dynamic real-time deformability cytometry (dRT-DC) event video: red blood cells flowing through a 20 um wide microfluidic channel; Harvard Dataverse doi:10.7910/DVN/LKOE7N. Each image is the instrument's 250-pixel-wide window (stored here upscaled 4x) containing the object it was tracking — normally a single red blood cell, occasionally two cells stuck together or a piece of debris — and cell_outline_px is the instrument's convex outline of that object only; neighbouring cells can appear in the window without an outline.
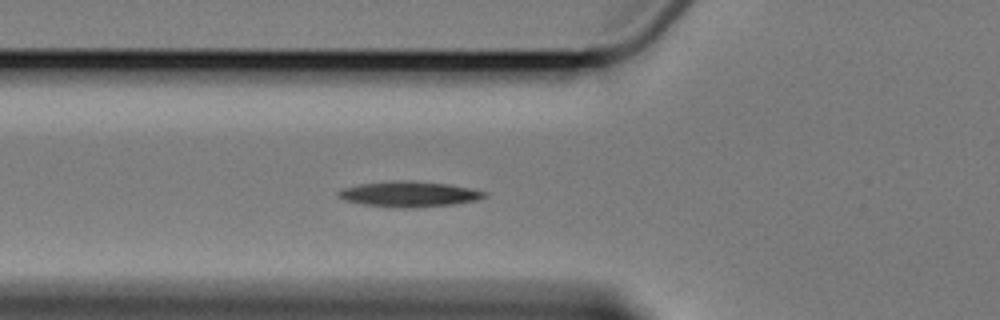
{"species": "Egyptian fruit bat (a non-hibernating species)", "species_latin": "Rousettus aegyptiacus", "temperature_condition": "cold", "stored_images_in_passage": 4, "camera_frame_rate_fps": 3000, "um_per_image_px": 0.085, "animal": {"sex": "female"}, "frame": {"image": 1, "passage_image": 4, "time_ms": 4.333, "image_size_px": [1000, 320], "cell_outline_px": [[488, 196], [476, 200], [452, 204], [416, 208], [388, 208], [360, 204], [344, 200], [336, 196], [336, 192], [344, 188], [360, 184], [400, 180], [412, 180], [448, 184], [472, 188], [488, 192]], "centroid_in_image_um": [34.76, 16.51], "position_along_channel_um": 91.0, "area_um2": 22.08}}